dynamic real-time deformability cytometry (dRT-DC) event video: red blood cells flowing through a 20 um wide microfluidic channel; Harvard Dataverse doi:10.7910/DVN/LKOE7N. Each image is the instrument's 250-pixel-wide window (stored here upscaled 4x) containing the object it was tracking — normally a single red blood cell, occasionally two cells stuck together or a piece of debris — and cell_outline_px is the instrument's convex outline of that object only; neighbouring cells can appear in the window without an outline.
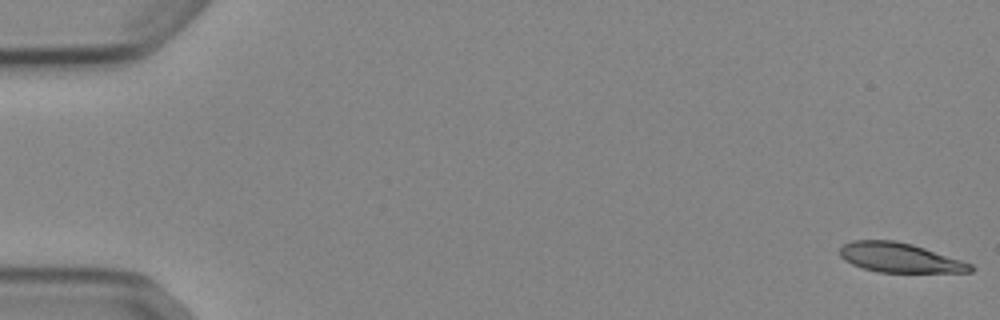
{"species": "Egyptian fruit bat (a non-hibernating species)", "species_latin": "Rousettus aegyptiacus", "temperature_condition": "cold", "stored_images_in_passage": 53, "camera_frame_rate_fps": 3000, "um_per_image_px": 0.085, "animal": {"sex": "female"}, "frame": {"image": 1, "passage_image": 1, "time_ms": 0.0, "image_size_px": [1000, 320], "cell_outline_px": [[976, 268], [972, 272], [880, 272], [864, 268], [852, 264], [844, 260], [840, 256], [840, 248], [844, 244], [852, 240], [896, 240], [912, 244], [972, 264]], "centroid_in_image_um": [76.47, 21.9], "position_along_channel_um": 8.5, "area_um2": 22.31}}
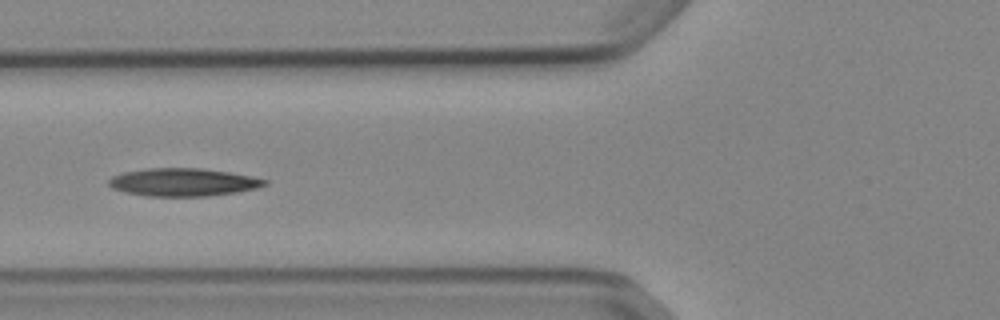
{"frame": {"image": 2, "passage_image": 21, "time_ms": 6.667, "image_size_px": [1000, 320], "cell_outline_px": [[268, 184], [256, 188], [236, 192], [208, 196], [148, 196], [124, 192], [112, 188], [108, 184], [108, 180], [112, 176], [124, 172], [148, 168], [200, 168], [228, 172], [252, 176], [268, 180]], "centroid_in_image_um": [15.56, 15.49], "position_along_channel_um": 110.2, "area_um2": 25.32}}
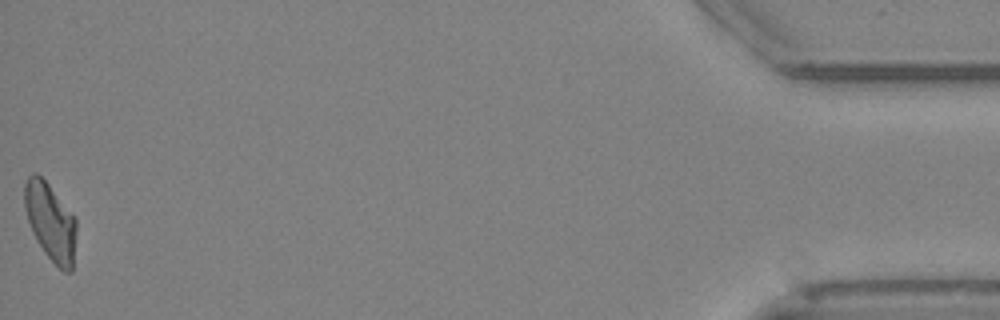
{"frame": {"image": 3, "passage_image": 53, "time_ms": 17.333, "image_size_px": [1000, 320], "cell_outline_px": [[76, 232], [72, 272], [64, 272], [44, 252], [36, 240], [32, 232], [24, 208], [24, 184], [28, 176], [32, 172], [36, 172], [48, 184], [76, 216]], "centroid_in_image_um": [4.29, 18.83], "position_along_channel_um": 430.9, "area_um2": 23.52}}